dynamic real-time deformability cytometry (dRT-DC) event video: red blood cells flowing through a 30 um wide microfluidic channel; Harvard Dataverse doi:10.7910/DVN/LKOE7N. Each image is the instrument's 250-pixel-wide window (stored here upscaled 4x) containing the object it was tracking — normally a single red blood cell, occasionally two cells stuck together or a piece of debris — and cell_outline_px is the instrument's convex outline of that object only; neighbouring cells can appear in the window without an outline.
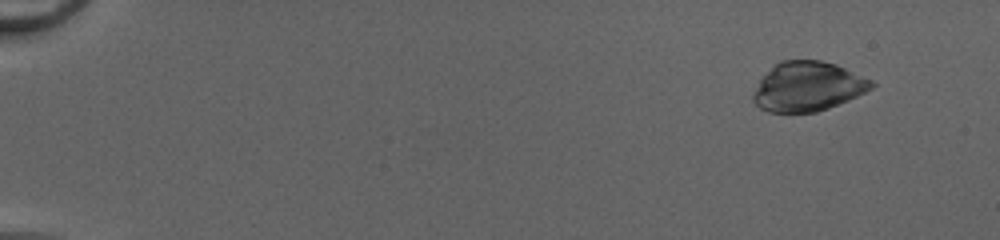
{"species": "common noctule bat (a hibernating species)", "species_latin": "Nyctalus noctula", "temperature_condition": "cold", "stored_images_in_passage": 51, "camera_frame_rate_fps": 3000, "um_per_image_px": 0.085, "animal": {"sex": "female", "body_mass_g": 20.0, "forearm_length_mm": 54.0}, "frame": {"image": 1, "passage_image": 5, "time_ms": 1.333, "image_size_px": [1000, 240], "cell_outline_px": [[876, 84], [872, 88], [848, 100], [828, 108], [816, 112], [768, 112], [760, 108], [752, 100], [752, 92], [760, 80], [780, 60], [820, 60], [836, 64], [872, 80]], "centroid_in_image_um": [68.65, 7.36], "position_along_channel_um": 16.3, "area_um2": 33.87}}
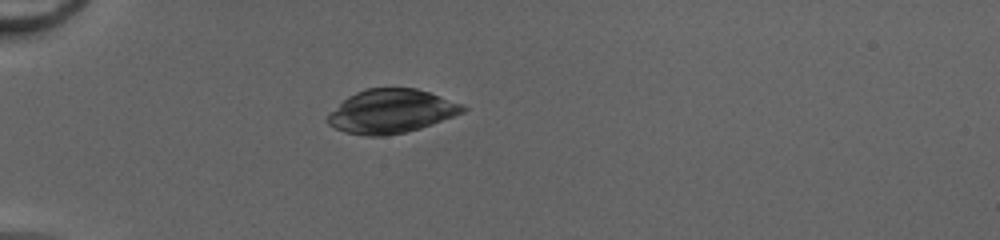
{"frame": {"image": 2, "passage_image": 17, "time_ms": 5.333, "image_size_px": [1000, 240], "cell_outline_px": [[468, 108], [464, 112], [432, 124], [420, 128], [404, 132], [384, 136], [368, 136], [344, 132], [328, 124], [324, 120], [348, 96], [364, 88], [416, 88], [464, 104]], "centroid_in_image_um": [33.27, 9.46], "position_along_channel_um": 51.7, "area_um2": 34.28}}